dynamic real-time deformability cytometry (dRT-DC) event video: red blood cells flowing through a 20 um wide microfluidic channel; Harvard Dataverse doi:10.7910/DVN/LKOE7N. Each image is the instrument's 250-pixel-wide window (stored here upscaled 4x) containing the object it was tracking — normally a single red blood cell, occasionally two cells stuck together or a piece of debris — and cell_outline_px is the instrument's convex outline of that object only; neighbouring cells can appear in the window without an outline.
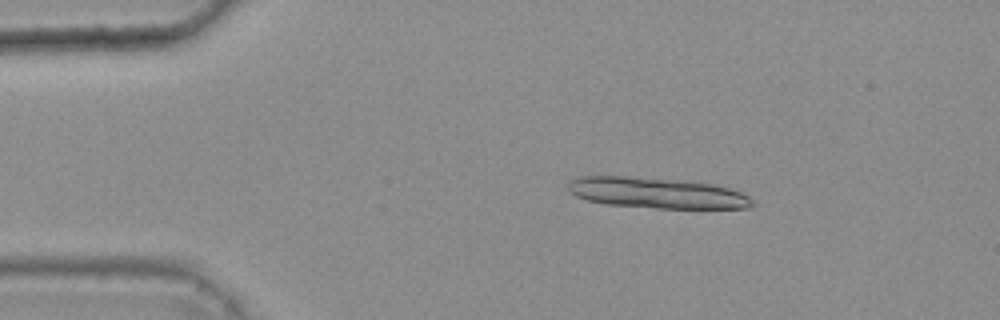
{"species": "common noctule bat (a hibernating species)", "species_latin": "Nyctalus noctula", "temperature_condition": "warm", "stored_images_in_passage": 20, "camera_frame_rate_fps": 3000, "um_per_image_px": 0.085, "animal": {"sex": "female", "body_mass_g": 25.1}, "frame": {"image": 1, "passage_image": 9, "time_ms": 2.667, "image_size_px": [1000, 320], "cell_outline_px": [[756, 204], [748, 208], [656, 208], [604, 204], [588, 200], [576, 196], [568, 192], [568, 180], [580, 176], [624, 176], [692, 180], [712, 184], [728, 188], [740, 192], [748, 196]], "centroid_in_image_um": [55.8, 16.39], "position_along_channel_um": 29.2, "area_um2": 33.41}}